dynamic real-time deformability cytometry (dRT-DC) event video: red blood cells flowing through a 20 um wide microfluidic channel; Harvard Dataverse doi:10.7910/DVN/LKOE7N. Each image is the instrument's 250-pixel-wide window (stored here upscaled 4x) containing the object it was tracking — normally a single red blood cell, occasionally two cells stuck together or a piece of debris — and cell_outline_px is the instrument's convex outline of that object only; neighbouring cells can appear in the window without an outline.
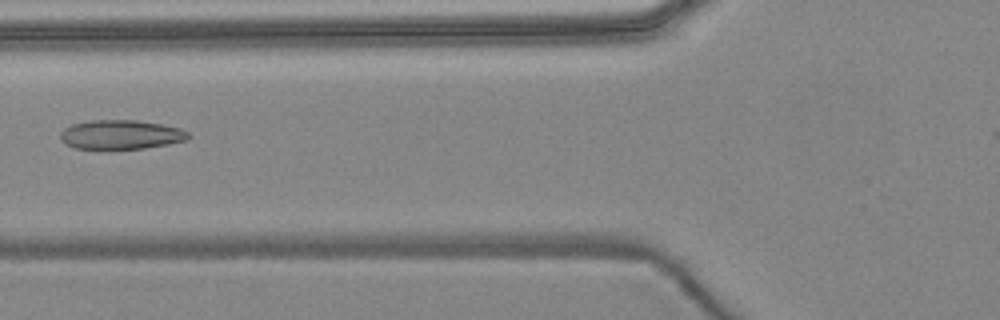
{"species": "common noctule bat (a hibernating species)", "species_latin": "Nyctalus noctula", "temperature_condition": "warm", "stored_images_in_passage": 6, "camera_frame_rate_fps": 3000, "um_per_image_px": 0.085, "animal": {"sex": "female", "body_mass_g": 24.6, "forearm_length_mm": 56.2}, "frame": {"image": 1, "passage_image": 5, "time_ms": 5.667, "image_size_px": [1000, 320], "cell_outline_px": [[192, 136], [188, 140], [168, 144], [144, 148], [72, 148], [60, 140], [60, 132], [64, 128], [72, 124], [88, 120], [136, 120], [160, 124], [180, 128], [188, 132]], "centroid_in_image_um": [10.27, 11.43], "position_along_channel_um": 115.5, "area_um2": 21.79}}
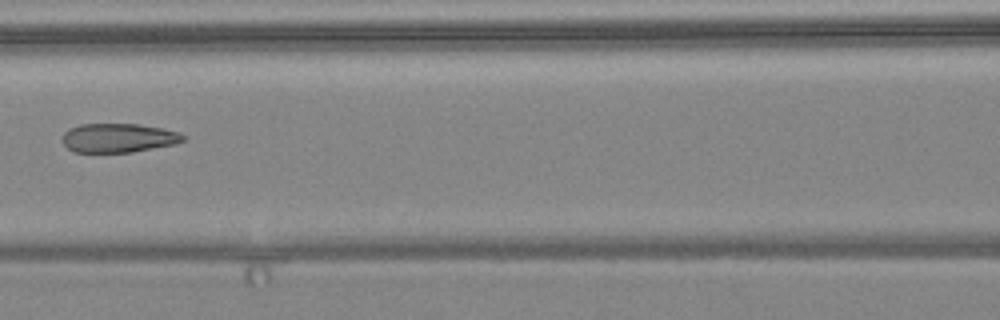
{"frame": {"image": 2, "passage_image": 6, "time_ms": 6.667, "image_size_px": [1000, 320], "cell_outline_px": [[184, 140], [172, 144], [132, 152], [72, 152], [60, 140], [64, 132], [68, 128], [80, 124], [140, 124], [164, 128], [180, 132], [184, 136]], "centroid_in_image_um": [10.01, 11.71], "position_along_channel_um": 156.6, "area_um2": 20.52}}